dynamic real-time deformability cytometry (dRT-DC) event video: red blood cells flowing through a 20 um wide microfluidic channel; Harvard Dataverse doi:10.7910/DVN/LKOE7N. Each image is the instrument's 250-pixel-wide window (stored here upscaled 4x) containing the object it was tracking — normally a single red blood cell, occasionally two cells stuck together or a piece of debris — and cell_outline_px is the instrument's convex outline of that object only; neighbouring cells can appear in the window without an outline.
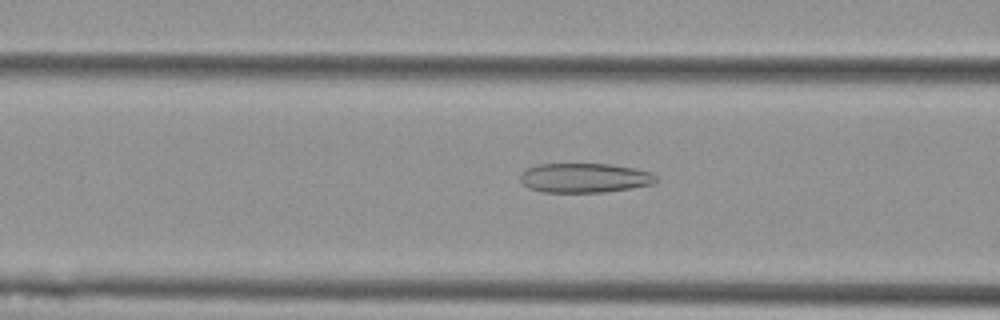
{"species": "Egyptian fruit bat (a non-hibernating species)", "species_latin": "Rousettus aegyptiacus", "temperature_condition": "cold", "stored_images_in_passage": 40, "camera_frame_rate_fps": 3000, "um_per_image_px": 0.085, "animal": {"sex": "female"}, "frame": {"image": 1, "passage_image": 6, "time_ms": 1.667, "image_size_px": [1000, 320], "cell_outline_px": [[656, 180], [652, 184], [632, 188], [604, 192], [540, 192], [528, 188], [520, 180], [520, 172], [528, 168], [540, 164], [612, 164], [636, 168], [652, 172], [656, 176]], "centroid_in_image_um": [49.68, 15.12], "position_along_channel_um": 116.9, "area_um2": 23.47}}
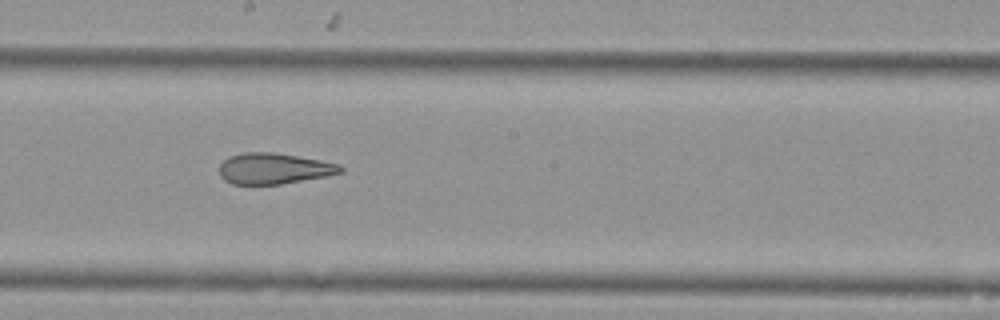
{"frame": {"image": 2, "passage_image": 15, "time_ms": 4.667, "image_size_px": [1000, 320], "cell_outline_px": [[344, 172], [324, 176], [280, 184], [232, 184], [224, 180], [220, 176], [220, 164], [228, 156], [244, 152], [272, 152], [320, 160], [340, 164], [344, 168]], "centroid_in_image_um": [23.26, 14.32], "position_along_channel_um": 224.9, "area_um2": 21.73}}
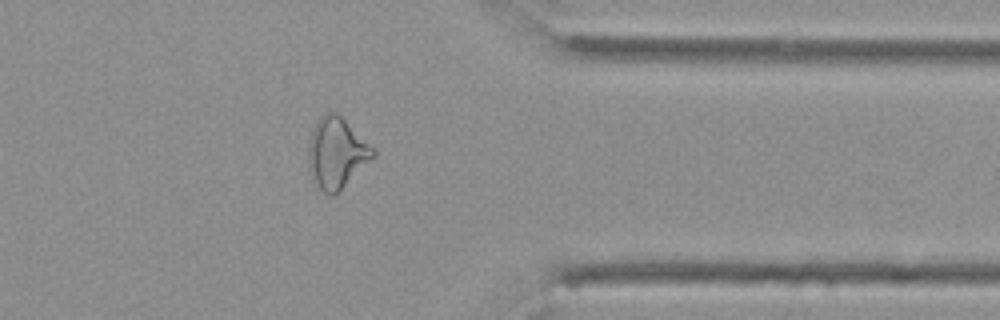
{"frame": {"image": 3, "passage_image": 29, "time_ms": 9.333, "image_size_px": [1000, 320], "cell_outline_px": [[376, 156], [332, 196], [328, 196], [316, 184], [308, 160], [308, 140], [320, 116], [324, 112], [336, 112], [376, 148]], "centroid_in_image_um": [28.64, 12.96], "position_along_channel_um": 382.8, "area_um2": 26.36}, "authors_computed_cell_mechanics": {"area_um2": 23.987, "velocity_mm_per_s": 3.6004, "shape_relaxation_time_tau1_ms": null, "shape_relaxation_time_tau2_ms": 1.8883, "deformation_change_tau1": null, "deformation_change_tau2": 0.0982}}